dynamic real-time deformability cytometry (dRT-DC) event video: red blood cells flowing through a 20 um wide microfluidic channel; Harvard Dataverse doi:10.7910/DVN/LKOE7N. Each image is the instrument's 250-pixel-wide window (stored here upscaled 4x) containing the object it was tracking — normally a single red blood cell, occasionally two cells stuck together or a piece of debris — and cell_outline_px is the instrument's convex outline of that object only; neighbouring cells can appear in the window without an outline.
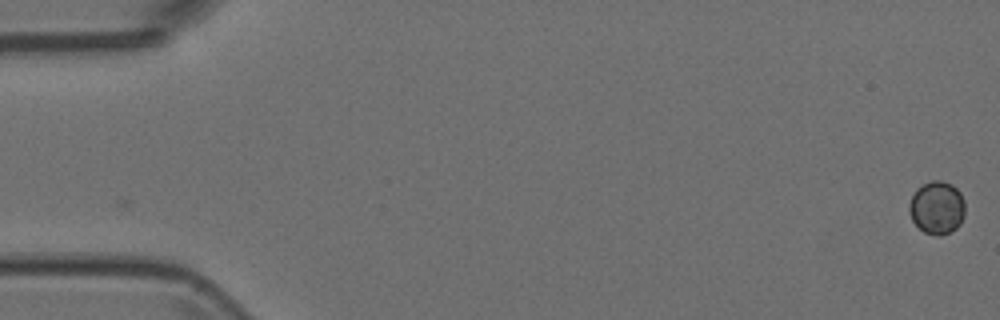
{"species": "Egyptian fruit bat (a non-hibernating species)", "species_latin": "Rousettus aegyptiacus", "temperature_condition": "room temperature", "stored_images_in_passage": 2, "camera_frame_rate_fps": 3000, "um_per_image_px": 0.085, "animal": {"sex": "female"}, "frame": {"image": 1, "passage_image": 2, "time_ms": 0.333, "image_size_px": [1000, 320], "cell_outline_px": [[964, 216], [960, 224], [956, 228], [940, 236], [924, 232], [912, 220], [908, 212], [908, 204], [916, 188], [932, 180], [940, 180], [952, 184], [960, 192], [964, 200]], "centroid_in_image_um": [79.63, 17.64], "position_along_channel_um": 5.4, "area_um2": 17.28}}